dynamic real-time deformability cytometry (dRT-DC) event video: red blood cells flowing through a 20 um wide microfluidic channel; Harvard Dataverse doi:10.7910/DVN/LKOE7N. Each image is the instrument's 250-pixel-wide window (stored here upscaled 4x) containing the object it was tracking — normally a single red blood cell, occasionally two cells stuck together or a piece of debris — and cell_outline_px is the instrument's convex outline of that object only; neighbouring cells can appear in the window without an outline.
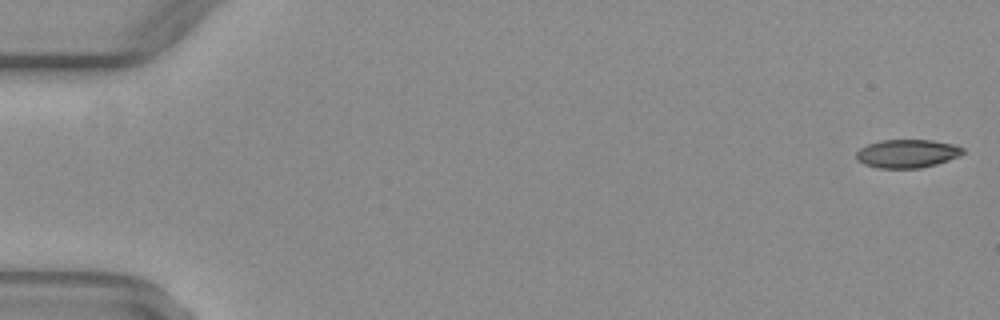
{"species": "common noctule bat (a hibernating species)", "species_latin": "Nyctalus noctula", "temperature_condition": "warm", "stored_images_in_passage": 51, "camera_frame_rate_fps": 3000, "um_per_image_px": 0.085, "animal": {"sex": "female", "body_mass_g": 29.2, "forearm_length_mm": 56.3}, "frame": {"image": 1, "passage_image": 1, "time_ms": 0.0, "image_size_px": [1000, 320], "cell_outline_px": [[964, 152], [960, 156], [936, 164], [920, 168], [880, 168], [864, 164], [856, 160], [856, 152], [860, 148], [868, 144], [880, 140], [932, 140], [956, 144], [964, 148]], "centroid_in_image_um": [77.12, 13.05], "position_along_channel_um": 7.9, "area_um2": 17.74}}
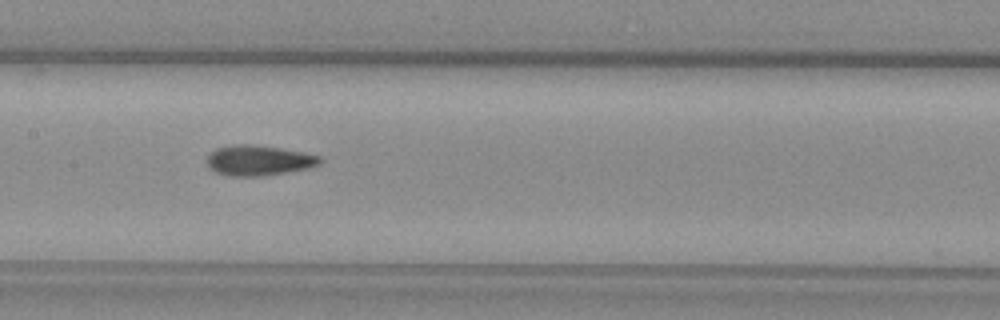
{"frame": {"image": 2, "passage_image": 26, "time_ms": 8.333, "image_size_px": [1000, 320], "cell_outline_px": [[324, 160], [320, 164], [308, 168], [260, 176], [228, 176], [216, 172], [208, 164], [208, 156], [216, 148], [232, 144], [248, 144], [280, 148], [304, 152], [320, 156]], "centroid_in_image_um": [22.02, 13.62], "position_along_channel_um": 185.4, "area_um2": 19.77}}
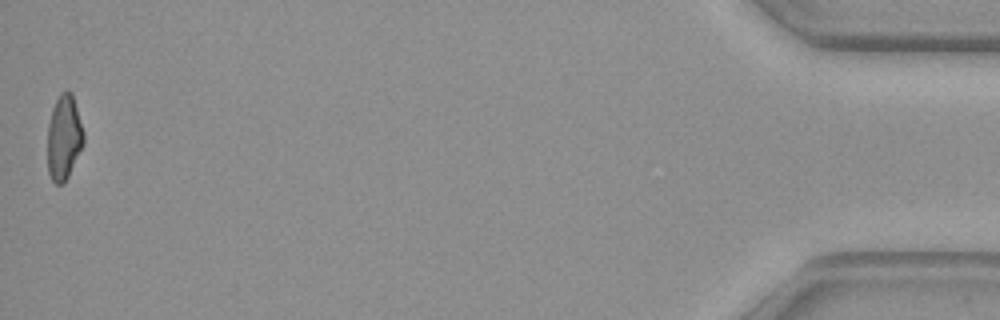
{"frame": {"image": 3, "passage_image": 51, "time_ms": 16.667, "image_size_px": [1000, 320], "cell_outline_px": [[84, 144], [64, 184], [56, 184], [52, 180], [48, 172], [48, 124], [52, 108], [60, 92], [72, 92], [84, 132]], "centroid_in_image_um": [5.44, 11.69], "position_along_channel_um": 429.8, "area_um2": 17.86}, "authors_computed_cell_mechanics": {"area_um2": 18.785, "velocity_mm_per_s": 4.0999, "shape_relaxation_time_tau1_ms": null, "shape_relaxation_time_tau2_ms": 2.1698, "deformation_change_tau1": null, "deformation_change_tau2": 0.1032}}